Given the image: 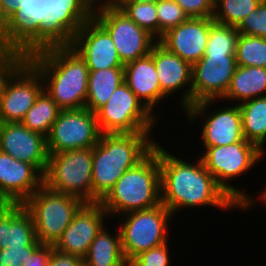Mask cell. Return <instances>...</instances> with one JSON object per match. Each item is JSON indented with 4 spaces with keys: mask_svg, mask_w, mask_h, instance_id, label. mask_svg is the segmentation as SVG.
Instances as JSON below:
<instances>
[{
    "mask_svg": "<svg viewBox=\"0 0 266 266\" xmlns=\"http://www.w3.org/2000/svg\"><path fill=\"white\" fill-rule=\"evenodd\" d=\"M49 266H84V259L60 252L53 247L49 255Z\"/></svg>",
    "mask_w": 266,
    "mask_h": 266,
    "instance_id": "40",
    "label": "cell"
},
{
    "mask_svg": "<svg viewBox=\"0 0 266 266\" xmlns=\"http://www.w3.org/2000/svg\"><path fill=\"white\" fill-rule=\"evenodd\" d=\"M239 34L266 38V1L242 19L236 27Z\"/></svg>",
    "mask_w": 266,
    "mask_h": 266,
    "instance_id": "35",
    "label": "cell"
},
{
    "mask_svg": "<svg viewBox=\"0 0 266 266\" xmlns=\"http://www.w3.org/2000/svg\"><path fill=\"white\" fill-rule=\"evenodd\" d=\"M53 247V245L42 244L32 256H29L23 266H49V255Z\"/></svg>",
    "mask_w": 266,
    "mask_h": 266,
    "instance_id": "41",
    "label": "cell"
},
{
    "mask_svg": "<svg viewBox=\"0 0 266 266\" xmlns=\"http://www.w3.org/2000/svg\"><path fill=\"white\" fill-rule=\"evenodd\" d=\"M157 17L159 21V39L168 30L188 19L183 9L174 0H159L157 2Z\"/></svg>",
    "mask_w": 266,
    "mask_h": 266,
    "instance_id": "34",
    "label": "cell"
},
{
    "mask_svg": "<svg viewBox=\"0 0 266 266\" xmlns=\"http://www.w3.org/2000/svg\"><path fill=\"white\" fill-rule=\"evenodd\" d=\"M17 204L7 200H0V221L16 206Z\"/></svg>",
    "mask_w": 266,
    "mask_h": 266,
    "instance_id": "43",
    "label": "cell"
},
{
    "mask_svg": "<svg viewBox=\"0 0 266 266\" xmlns=\"http://www.w3.org/2000/svg\"><path fill=\"white\" fill-rule=\"evenodd\" d=\"M101 132L96 113L89 109L60 110L46 137L48 153L93 148Z\"/></svg>",
    "mask_w": 266,
    "mask_h": 266,
    "instance_id": "13",
    "label": "cell"
},
{
    "mask_svg": "<svg viewBox=\"0 0 266 266\" xmlns=\"http://www.w3.org/2000/svg\"><path fill=\"white\" fill-rule=\"evenodd\" d=\"M36 240L32 216L22 205H16L0 221V249L27 247Z\"/></svg>",
    "mask_w": 266,
    "mask_h": 266,
    "instance_id": "24",
    "label": "cell"
},
{
    "mask_svg": "<svg viewBox=\"0 0 266 266\" xmlns=\"http://www.w3.org/2000/svg\"><path fill=\"white\" fill-rule=\"evenodd\" d=\"M26 60L21 52L0 45V101L7 80Z\"/></svg>",
    "mask_w": 266,
    "mask_h": 266,
    "instance_id": "36",
    "label": "cell"
},
{
    "mask_svg": "<svg viewBox=\"0 0 266 266\" xmlns=\"http://www.w3.org/2000/svg\"><path fill=\"white\" fill-rule=\"evenodd\" d=\"M40 0H25L0 27V45L28 57L39 52Z\"/></svg>",
    "mask_w": 266,
    "mask_h": 266,
    "instance_id": "16",
    "label": "cell"
},
{
    "mask_svg": "<svg viewBox=\"0 0 266 266\" xmlns=\"http://www.w3.org/2000/svg\"><path fill=\"white\" fill-rule=\"evenodd\" d=\"M174 216L162 203L156 207L124 214L119 226L122 250L129 263L136 256L167 241L168 221Z\"/></svg>",
    "mask_w": 266,
    "mask_h": 266,
    "instance_id": "11",
    "label": "cell"
},
{
    "mask_svg": "<svg viewBox=\"0 0 266 266\" xmlns=\"http://www.w3.org/2000/svg\"><path fill=\"white\" fill-rule=\"evenodd\" d=\"M124 82L152 114L154 107L167 98L161 91L150 53L124 65Z\"/></svg>",
    "mask_w": 266,
    "mask_h": 266,
    "instance_id": "22",
    "label": "cell"
},
{
    "mask_svg": "<svg viewBox=\"0 0 266 266\" xmlns=\"http://www.w3.org/2000/svg\"><path fill=\"white\" fill-rule=\"evenodd\" d=\"M27 61L40 73L44 90L60 110L85 108L89 69L71 46L44 49Z\"/></svg>",
    "mask_w": 266,
    "mask_h": 266,
    "instance_id": "2",
    "label": "cell"
},
{
    "mask_svg": "<svg viewBox=\"0 0 266 266\" xmlns=\"http://www.w3.org/2000/svg\"><path fill=\"white\" fill-rule=\"evenodd\" d=\"M41 245L36 240L31 246L0 249V266H23L29 256H32Z\"/></svg>",
    "mask_w": 266,
    "mask_h": 266,
    "instance_id": "38",
    "label": "cell"
},
{
    "mask_svg": "<svg viewBox=\"0 0 266 266\" xmlns=\"http://www.w3.org/2000/svg\"><path fill=\"white\" fill-rule=\"evenodd\" d=\"M71 47L85 60L89 70L124 67L110 34L94 17L83 24Z\"/></svg>",
    "mask_w": 266,
    "mask_h": 266,
    "instance_id": "17",
    "label": "cell"
},
{
    "mask_svg": "<svg viewBox=\"0 0 266 266\" xmlns=\"http://www.w3.org/2000/svg\"><path fill=\"white\" fill-rule=\"evenodd\" d=\"M83 203L78 197L42 185L22 206L32 216L37 240L54 246Z\"/></svg>",
    "mask_w": 266,
    "mask_h": 266,
    "instance_id": "8",
    "label": "cell"
},
{
    "mask_svg": "<svg viewBox=\"0 0 266 266\" xmlns=\"http://www.w3.org/2000/svg\"><path fill=\"white\" fill-rule=\"evenodd\" d=\"M266 96V68L237 66L224 100H238L239 104Z\"/></svg>",
    "mask_w": 266,
    "mask_h": 266,
    "instance_id": "25",
    "label": "cell"
},
{
    "mask_svg": "<svg viewBox=\"0 0 266 266\" xmlns=\"http://www.w3.org/2000/svg\"><path fill=\"white\" fill-rule=\"evenodd\" d=\"M97 6V7H96ZM93 17L108 31L125 65L151 53L158 40L112 4H98Z\"/></svg>",
    "mask_w": 266,
    "mask_h": 266,
    "instance_id": "12",
    "label": "cell"
},
{
    "mask_svg": "<svg viewBox=\"0 0 266 266\" xmlns=\"http://www.w3.org/2000/svg\"><path fill=\"white\" fill-rule=\"evenodd\" d=\"M200 156L206 170L215 178L217 184L229 195L240 209L248 210L253 206L251 196L242 192L228 180L236 178L251 170L256 163L263 159V153L256 145L242 139L229 145L204 147ZM237 187V188H236Z\"/></svg>",
    "mask_w": 266,
    "mask_h": 266,
    "instance_id": "5",
    "label": "cell"
},
{
    "mask_svg": "<svg viewBox=\"0 0 266 266\" xmlns=\"http://www.w3.org/2000/svg\"><path fill=\"white\" fill-rule=\"evenodd\" d=\"M151 133L101 134L92 148V202L100 201L130 168L155 147ZM151 139V140H150Z\"/></svg>",
    "mask_w": 266,
    "mask_h": 266,
    "instance_id": "3",
    "label": "cell"
},
{
    "mask_svg": "<svg viewBox=\"0 0 266 266\" xmlns=\"http://www.w3.org/2000/svg\"><path fill=\"white\" fill-rule=\"evenodd\" d=\"M235 58L237 66L266 68V38L239 34Z\"/></svg>",
    "mask_w": 266,
    "mask_h": 266,
    "instance_id": "30",
    "label": "cell"
},
{
    "mask_svg": "<svg viewBox=\"0 0 266 266\" xmlns=\"http://www.w3.org/2000/svg\"><path fill=\"white\" fill-rule=\"evenodd\" d=\"M90 0H40L39 51L71 46L74 36L93 17Z\"/></svg>",
    "mask_w": 266,
    "mask_h": 266,
    "instance_id": "7",
    "label": "cell"
},
{
    "mask_svg": "<svg viewBox=\"0 0 266 266\" xmlns=\"http://www.w3.org/2000/svg\"><path fill=\"white\" fill-rule=\"evenodd\" d=\"M261 198L263 201H265L264 203L266 204V188H264V191L261 193L260 199Z\"/></svg>",
    "mask_w": 266,
    "mask_h": 266,
    "instance_id": "46",
    "label": "cell"
},
{
    "mask_svg": "<svg viewBox=\"0 0 266 266\" xmlns=\"http://www.w3.org/2000/svg\"><path fill=\"white\" fill-rule=\"evenodd\" d=\"M236 68L235 55H203L192 65L191 106L185 110L188 122L208 114L214 101H222Z\"/></svg>",
    "mask_w": 266,
    "mask_h": 266,
    "instance_id": "6",
    "label": "cell"
},
{
    "mask_svg": "<svg viewBox=\"0 0 266 266\" xmlns=\"http://www.w3.org/2000/svg\"><path fill=\"white\" fill-rule=\"evenodd\" d=\"M95 6H96V4L98 5V4H102L103 2L105 3V4H111L114 0H100V2L98 3V0H90ZM97 1V2H96Z\"/></svg>",
    "mask_w": 266,
    "mask_h": 266,
    "instance_id": "45",
    "label": "cell"
},
{
    "mask_svg": "<svg viewBox=\"0 0 266 266\" xmlns=\"http://www.w3.org/2000/svg\"><path fill=\"white\" fill-rule=\"evenodd\" d=\"M25 0H0V27Z\"/></svg>",
    "mask_w": 266,
    "mask_h": 266,
    "instance_id": "42",
    "label": "cell"
},
{
    "mask_svg": "<svg viewBox=\"0 0 266 266\" xmlns=\"http://www.w3.org/2000/svg\"><path fill=\"white\" fill-rule=\"evenodd\" d=\"M245 139L264 152L266 143V96L238 104Z\"/></svg>",
    "mask_w": 266,
    "mask_h": 266,
    "instance_id": "28",
    "label": "cell"
},
{
    "mask_svg": "<svg viewBox=\"0 0 266 266\" xmlns=\"http://www.w3.org/2000/svg\"><path fill=\"white\" fill-rule=\"evenodd\" d=\"M213 18H188L168 30L158 42L168 51L193 65L205 52Z\"/></svg>",
    "mask_w": 266,
    "mask_h": 266,
    "instance_id": "20",
    "label": "cell"
},
{
    "mask_svg": "<svg viewBox=\"0 0 266 266\" xmlns=\"http://www.w3.org/2000/svg\"><path fill=\"white\" fill-rule=\"evenodd\" d=\"M262 0H220L214 6L213 20L217 23L237 27L257 8Z\"/></svg>",
    "mask_w": 266,
    "mask_h": 266,
    "instance_id": "32",
    "label": "cell"
},
{
    "mask_svg": "<svg viewBox=\"0 0 266 266\" xmlns=\"http://www.w3.org/2000/svg\"><path fill=\"white\" fill-rule=\"evenodd\" d=\"M239 32L236 27L213 22L204 55H235Z\"/></svg>",
    "mask_w": 266,
    "mask_h": 266,
    "instance_id": "31",
    "label": "cell"
},
{
    "mask_svg": "<svg viewBox=\"0 0 266 266\" xmlns=\"http://www.w3.org/2000/svg\"><path fill=\"white\" fill-rule=\"evenodd\" d=\"M99 202L108 216H121L160 205L158 144L141 162L127 170Z\"/></svg>",
    "mask_w": 266,
    "mask_h": 266,
    "instance_id": "4",
    "label": "cell"
},
{
    "mask_svg": "<svg viewBox=\"0 0 266 266\" xmlns=\"http://www.w3.org/2000/svg\"><path fill=\"white\" fill-rule=\"evenodd\" d=\"M43 185L51 191L92 202V148L49 153Z\"/></svg>",
    "mask_w": 266,
    "mask_h": 266,
    "instance_id": "9",
    "label": "cell"
},
{
    "mask_svg": "<svg viewBox=\"0 0 266 266\" xmlns=\"http://www.w3.org/2000/svg\"><path fill=\"white\" fill-rule=\"evenodd\" d=\"M159 0H114L111 4L121 10L126 4H132V3H141V2H152L157 3Z\"/></svg>",
    "mask_w": 266,
    "mask_h": 266,
    "instance_id": "44",
    "label": "cell"
},
{
    "mask_svg": "<svg viewBox=\"0 0 266 266\" xmlns=\"http://www.w3.org/2000/svg\"><path fill=\"white\" fill-rule=\"evenodd\" d=\"M154 59L160 88L163 94L168 97L170 94L188 88L179 99L182 109L186 110L191 106L192 89V65L181 59L178 55L168 51L164 46L157 42L150 53ZM190 84V85H189Z\"/></svg>",
    "mask_w": 266,
    "mask_h": 266,
    "instance_id": "21",
    "label": "cell"
},
{
    "mask_svg": "<svg viewBox=\"0 0 266 266\" xmlns=\"http://www.w3.org/2000/svg\"><path fill=\"white\" fill-rule=\"evenodd\" d=\"M43 90L40 73L26 60L5 84L0 101V123L21 122Z\"/></svg>",
    "mask_w": 266,
    "mask_h": 266,
    "instance_id": "14",
    "label": "cell"
},
{
    "mask_svg": "<svg viewBox=\"0 0 266 266\" xmlns=\"http://www.w3.org/2000/svg\"><path fill=\"white\" fill-rule=\"evenodd\" d=\"M158 157L161 203L173 215L184 207L240 208L206 170L201 158L191 164L170 154L159 144Z\"/></svg>",
    "mask_w": 266,
    "mask_h": 266,
    "instance_id": "1",
    "label": "cell"
},
{
    "mask_svg": "<svg viewBox=\"0 0 266 266\" xmlns=\"http://www.w3.org/2000/svg\"><path fill=\"white\" fill-rule=\"evenodd\" d=\"M0 151L32 164L42 175L46 171L49 159L46 137L21 122L0 123Z\"/></svg>",
    "mask_w": 266,
    "mask_h": 266,
    "instance_id": "18",
    "label": "cell"
},
{
    "mask_svg": "<svg viewBox=\"0 0 266 266\" xmlns=\"http://www.w3.org/2000/svg\"><path fill=\"white\" fill-rule=\"evenodd\" d=\"M188 18H213L214 6L208 0H174Z\"/></svg>",
    "mask_w": 266,
    "mask_h": 266,
    "instance_id": "39",
    "label": "cell"
},
{
    "mask_svg": "<svg viewBox=\"0 0 266 266\" xmlns=\"http://www.w3.org/2000/svg\"><path fill=\"white\" fill-rule=\"evenodd\" d=\"M124 82V67L89 70L85 107L96 113L104 106L116 88Z\"/></svg>",
    "mask_w": 266,
    "mask_h": 266,
    "instance_id": "26",
    "label": "cell"
},
{
    "mask_svg": "<svg viewBox=\"0 0 266 266\" xmlns=\"http://www.w3.org/2000/svg\"><path fill=\"white\" fill-rule=\"evenodd\" d=\"M121 10L138 26L159 40L157 3L141 2L126 4Z\"/></svg>",
    "mask_w": 266,
    "mask_h": 266,
    "instance_id": "33",
    "label": "cell"
},
{
    "mask_svg": "<svg viewBox=\"0 0 266 266\" xmlns=\"http://www.w3.org/2000/svg\"><path fill=\"white\" fill-rule=\"evenodd\" d=\"M213 6H215L220 0H208Z\"/></svg>",
    "mask_w": 266,
    "mask_h": 266,
    "instance_id": "47",
    "label": "cell"
},
{
    "mask_svg": "<svg viewBox=\"0 0 266 266\" xmlns=\"http://www.w3.org/2000/svg\"><path fill=\"white\" fill-rule=\"evenodd\" d=\"M106 217L110 216L99 201L84 202L74 214L72 222L65 229L54 248L84 259L90 243L103 228Z\"/></svg>",
    "mask_w": 266,
    "mask_h": 266,
    "instance_id": "15",
    "label": "cell"
},
{
    "mask_svg": "<svg viewBox=\"0 0 266 266\" xmlns=\"http://www.w3.org/2000/svg\"><path fill=\"white\" fill-rule=\"evenodd\" d=\"M107 230L103 226L90 243L84 258V266H128L123 254L119 230L115 236Z\"/></svg>",
    "mask_w": 266,
    "mask_h": 266,
    "instance_id": "27",
    "label": "cell"
},
{
    "mask_svg": "<svg viewBox=\"0 0 266 266\" xmlns=\"http://www.w3.org/2000/svg\"><path fill=\"white\" fill-rule=\"evenodd\" d=\"M43 185V175L30 163L0 151V200L22 205Z\"/></svg>",
    "mask_w": 266,
    "mask_h": 266,
    "instance_id": "19",
    "label": "cell"
},
{
    "mask_svg": "<svg viewBox=\"0 0 266 266\" xmlns=\"http://www.w3.org/2000/svg\"><path fill=\"white\" fill-rule=\"evenodd\" d=\"M168 242L142 252L132 259L128 266H169Z\"/></svg>",
    "mask_w": 266,
    "mask_h": 266,
    "instance_id": "37",
    "label": "cell"
},
{
    "mask_svg": "<svg viewBox=\"0 0 266 266\" xmlns=\"http://www.w3.org/2000/svg\"><path fill=\"white\" fill-rule=\"evenodd\" d=\"M210 112L202 124L203 147L229 145L245 139L239 105Z\"/></svg>",
    "mask_w": 266,
    "mask_h": 266,
    "instance_id": "23",
    "label": "cell"
},
{
    "mask_svg": "<svg viewBox=\"0 0 266 266\" xmlns=\"http://www.w3.org/2000/svg\"><path fill=\"white\" fill-rule=\"evenodd\" d=\"M59 111L56 102L43 90L21 123L29 130L47 137Z\"/></svg>",
    "mask_w": 266,
    "mask_h": 266,
    "instance_id": "29",
    "label": "cell"
},
{
    "mask_svg": "<svg viewBox=\"0 0 266 266\" xmlns=\"http://www.w3.org/2000/svg\"><path fill=\"white\" fill-rule=\"evenodd\" d=\"M96 117L101 134L151 133L157 122L155 114L143 105L125 82L96 112Z\"/></svg>",
    "mask_w": 266,
    "mask_h": 266,
    "instance_id": "10",
    "label": "cell"
}]
</instances>
